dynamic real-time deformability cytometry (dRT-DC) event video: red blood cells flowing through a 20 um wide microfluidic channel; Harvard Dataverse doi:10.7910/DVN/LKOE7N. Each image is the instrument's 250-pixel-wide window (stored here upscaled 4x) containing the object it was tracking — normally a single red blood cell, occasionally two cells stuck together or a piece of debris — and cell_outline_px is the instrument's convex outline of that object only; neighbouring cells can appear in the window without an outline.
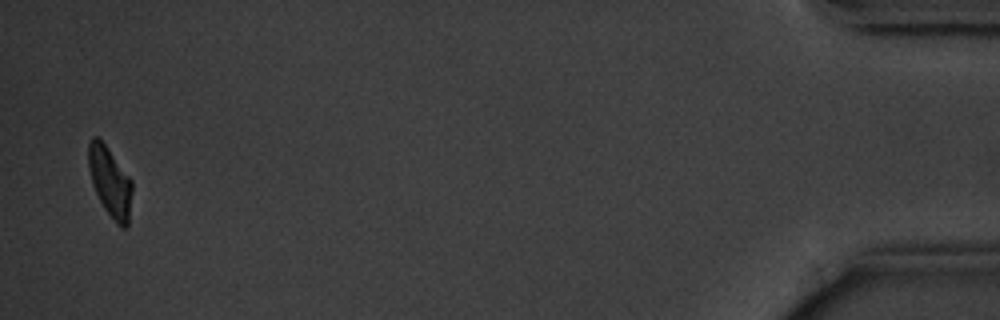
{"species": "common noctule bat (a hibernating species)", "species_latin": "Nyctalus noctula", "temperature_condition": "cold", "stored_images_in_passage": 14, "camera_frame_rate_fps": 3000, "um_per_image_px": 0.085, "animal": {"sex": "male", "body_mass_g": 20.1, "forearm_length_mm": 53.5}, "frame": {"image": 1, "passage_image": 14, "time_ms": 17.0, "image_size_px": [1000, 320], "cell_outline_px": [[132, 192], [128, 224], [124, 228], [120, 228], [116, 224], [104, 208], [92, 184], [88, 164], [88, 144], [92, 136], [96, 136], [104, 144], [132, 180]], "centroid_in_image_um": [9.35, 15.48], "position_along_channel_um": 425.8, "area_um2": 17.57}, "authors_computed_cell_mechanics": {"area_um2": 19.7098, "velocity_mm_per_s": 3.5787, "shape_relaxation_time_tau1_ms": 1.914, "shape_relaxation_time_tau2_ms": null, "deformation_change_tau1": 0.086, "deformation_change_tau2": null}}